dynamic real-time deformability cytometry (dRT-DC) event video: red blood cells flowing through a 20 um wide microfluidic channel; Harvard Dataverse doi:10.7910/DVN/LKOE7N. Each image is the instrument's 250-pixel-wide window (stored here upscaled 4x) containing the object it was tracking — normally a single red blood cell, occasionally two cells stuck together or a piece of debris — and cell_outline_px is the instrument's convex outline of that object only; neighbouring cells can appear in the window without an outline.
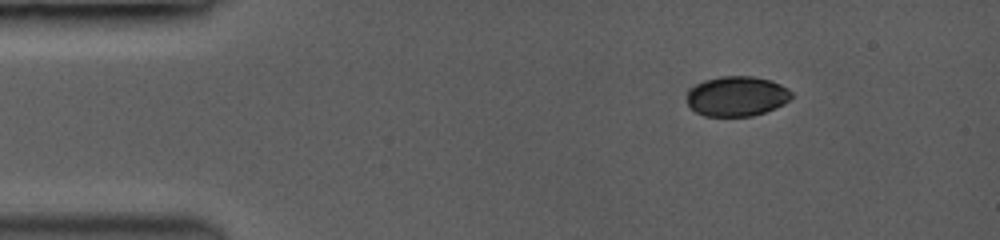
{"species": "common noctule bat (a hibernating species)", "species_latin": "Nyctalus noctula", "temperature_condition": "room temperature", "stored_images_in_passage": 49, "camera_frame_rate_fps": 3500, "um_per_image_px": 0.085, "animal": {"sex": "female", "body_mass_g": 19.0, "forearm_length_mm": 53.3}, "frame": {"image": 1, "passage_image": 1, "time_ms": 0.0, "image_size_px": [1000, 240], "cell_outline_px": [[792, 96], [784, 104], [764, 112], [752, 116], [704, 116], [688, 108], [684, 96], [688, 88], [704, 80], [724, 76], [752, 76], [772, 80], [788, 88], [792, 92]], "centroid_in_image_um": [62.56, 8.18], "position_along_channel_um": 22.4, "area_um2": 24.8}}
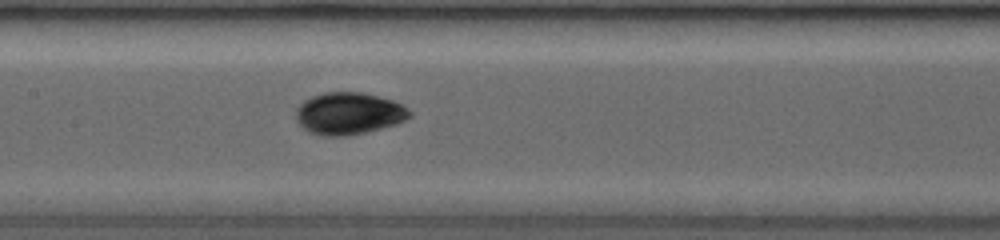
{"frame": {"image": 2, "passage_image": 21, "time_ms": 5.714, "image_size_px": [1000, 240], "cell_outline_px": [[412, 112], [404, 120], [396, 124], [348, 136], [320, 136], [308, 132], [296, 120], [296, 112], [300, 104], [304, 100], [312, 96], [328, 92], [360, 92], [392, 100], [400, 104]], "centroid_in_image_um": [29.6, 9.65], "position_along_channel_um": 177.8, "area_um2": 27.57}}
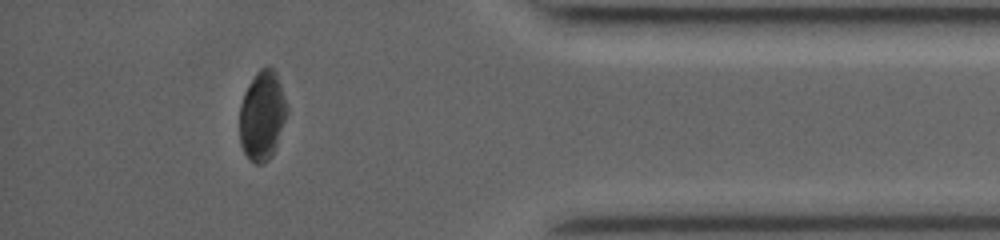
{"frame": {"image": 3, "passage_image": 43, "time_ms": 12.0, "image_size_px": [1000, 240], "cell_outline_px": [[288, 112], [276, 148], [272, 156], [264, 164], [256, 164], [248, 160], [240, 144], [240, 104], [244, 92], [248, 84], [256, 72], [260, 68], [268, 64], [276, 72], [288, 108]], "centroid_in_image_um": [22.29, 9.83], "position_along_channel_um": 412.9, "area_um2": 25.09}, "authors_computed_cell_mechanics": {"area_um2": 26.0678, "velocity_mm_per_s": 4.0584, "shape_relaxation_time_tau1_ms": 3.0217, "shape_relaxation_time_tau2_ms": 2.7222, "deformation_change_tau1": 0.1126, "deformation_change_tau2": 0.0459}}